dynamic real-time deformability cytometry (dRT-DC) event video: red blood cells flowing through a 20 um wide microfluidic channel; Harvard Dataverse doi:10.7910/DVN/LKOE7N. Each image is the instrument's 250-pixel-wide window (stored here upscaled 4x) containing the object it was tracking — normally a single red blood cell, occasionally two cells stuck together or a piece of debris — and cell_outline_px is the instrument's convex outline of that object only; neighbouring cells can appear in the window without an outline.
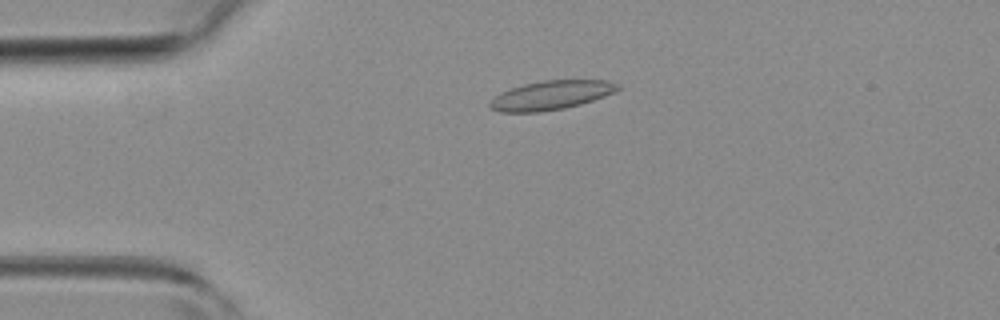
{"species": "common noctule bat (a hibernating species)", "species_latin": "Nyctalus noctula", "temperature_condition": "room temperature", "stored_images_in_passage": 38, "camera_frame_rate_fps": 3000, "um_per_image_px": 0.085, "animal": {"sex": "female", "body_mass_g": 19.3, "forearm_length_mm": 54.1}, "frame": {"image": 1, "passage_image": 1, "time_ms": 0.0, "image_size_px": [1000, 320], "cell_outline_px": [[620, 88], [604, 96], [580, 104], [564, 108], [540, 112], [500, 112], [492, 108], [488, 104], [500, 92], [524, 84], [544, 80], [608, 80], [620, 84]], "centroid_in_image_um": [46.85, 8.09], "position_along_channel_um": 38.2, "area_um2": 21.39}}
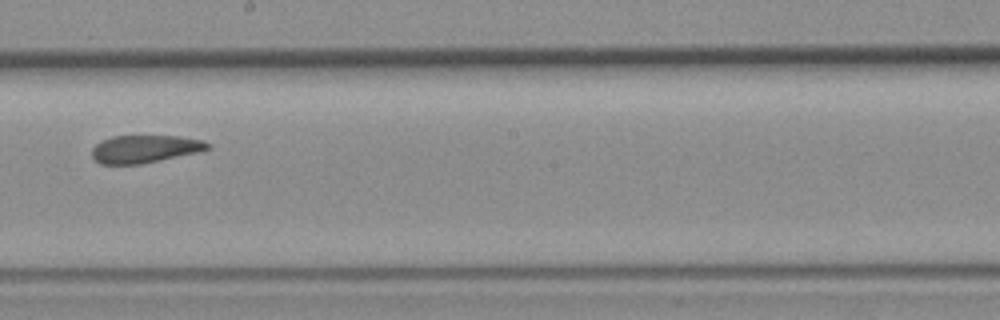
{"frame": {"image": 2, "passage_image": 17, "time_ms": 5.333, "image_size_px": [1000, 320], "cell_outline_px": [[212, 148], [196, 152], [160, 160], [140, 164], [100, 164], [92, 156], [92, 148], [100, 140], [112, 136], [180, 136], [204, 140], [212, 144]], "centroid_in_image_um": [12.32, 12.65], "position_along_channel_um": 235.9, "area_um2": 18.73}}
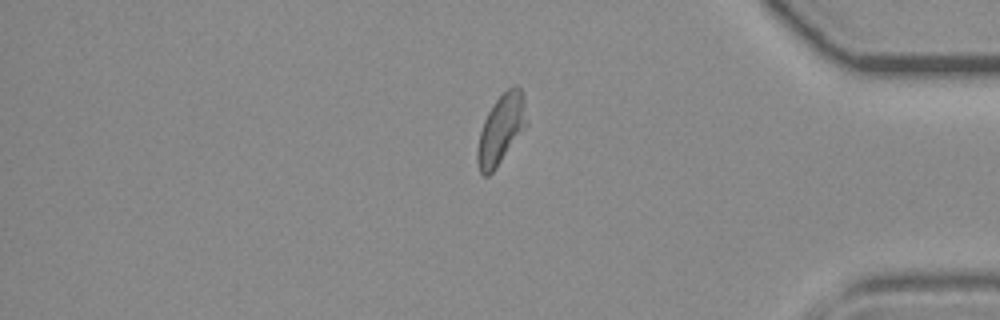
{"frame": {"image": 3, "passage_image": 30, "time_ms": 9.667, "image_size_px": [1000, 320], "cell_outline_px": [[528, 124], [496, 168], [488, 176], [484, 176], [480, 172], [476, 160], [476, 148], [480, 132], [484, 120], [492, 104], [508, 88], [516, 84], [524, 92]], "centroid_in_image_um": [42.6, 10.97], "position_along_channel_um": 392.6, "area_um2": 20.17}, "authors_computed_cell_mechanics": {"area_um2": 19.9121, "velocity_mm_per_s": 4.2934, "shape_relaxation_time_tau1_ms": 7.2139, "shape_relaxation_time_tau2_ms": 1.5218, "deformation_change_tau1": 0.1561, "deformation_change_tau2": 0.0798}}